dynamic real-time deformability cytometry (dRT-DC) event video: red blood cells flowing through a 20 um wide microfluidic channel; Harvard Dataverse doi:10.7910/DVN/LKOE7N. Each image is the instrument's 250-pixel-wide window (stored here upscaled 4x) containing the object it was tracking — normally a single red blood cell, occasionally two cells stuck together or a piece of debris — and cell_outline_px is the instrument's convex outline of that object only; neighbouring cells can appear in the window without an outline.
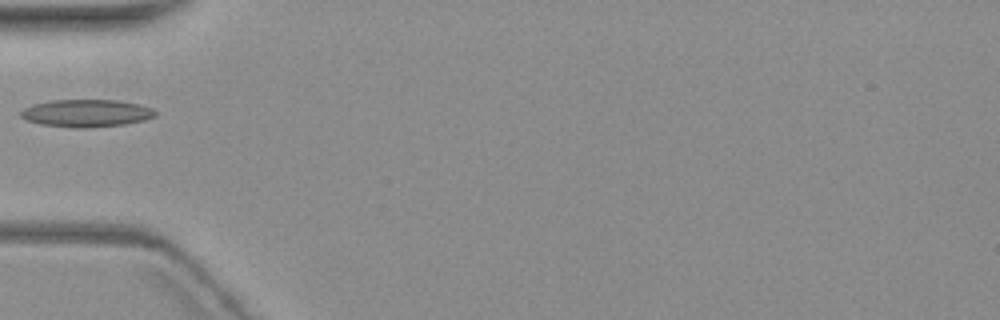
{"species": "common noctule bat (a hibernating species)", "species_latin": "Nyctalus noctula", "temperature_condition": "warm", "stored_images_in_passage": 7, "camera_frame_rate_fps": 3000, "um_per_image_px": 0.085, "animal": {"sex": "female", "body_mass_g": 19.3, "forearm_length_mm": 54.1}, "frame": {"image": 1, "passage_image": 6, "time_ms": 6.667, "image_size_px": [1000, 320], "cell_outline_px": [[156, 116], [144, 120], [124, 124], [88, 128], [72, 128], [40, 124], [24, 120], [20, 116], [20, 112], [24, 108], [32, 104], [52, 100], [116, 100], [140, 104], [152, 108], [156, 112]], "centroid_in_image_um": [7.32, 9.62], "position_along_channel_um": 77.7, "area_um2": 21.73}}
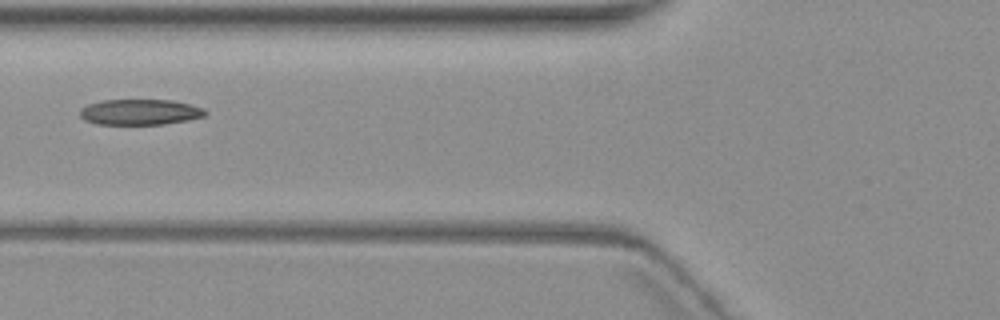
{"frame": {"image": 2, "passage_image": 7, "time_ms": 7.667, "image_size_px": [1000, 320], "cell_outline_px": [[208, 112], [204, 116], [188, 120], [164, 124], [96, 124], [84, 120], [80, 116], [80, 108], [88, 104], [104, 100], [172, 100], [204, 108]], "centroid_in_image_um": [11.89, 9.52], "position_along_channel_um": 113.9, "area_um2": 18.73}}